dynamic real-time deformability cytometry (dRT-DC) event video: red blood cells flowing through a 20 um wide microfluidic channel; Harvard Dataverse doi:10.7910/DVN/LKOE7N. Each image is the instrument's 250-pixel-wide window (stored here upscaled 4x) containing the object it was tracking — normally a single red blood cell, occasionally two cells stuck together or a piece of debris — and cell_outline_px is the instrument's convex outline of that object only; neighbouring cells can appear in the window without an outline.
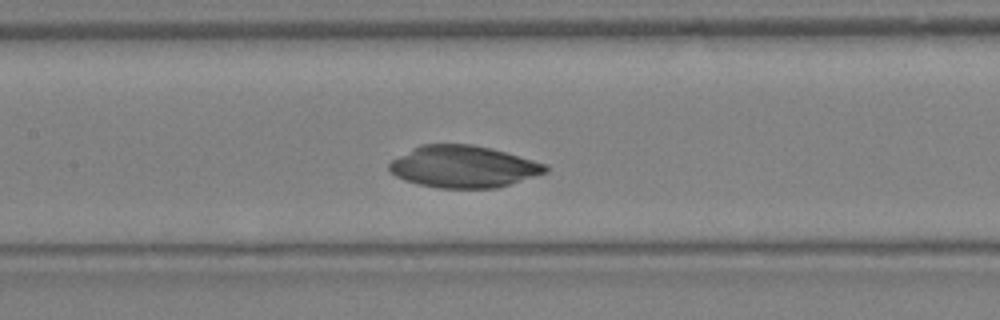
{"species": "Egyptian fruit bat (a non-hibernating species)", "species_latin": "Rousettus aegyptiacus", "temperature_condition": "warm", "stored_images_in_passage": 28, "camera_frame_rate_fps": 3000, "um_per_image_px": 0.085, "animal": {"sex": "female"}, "frame": {"image": 1, "passage_image": 11, "time_ms": 3.333, "image_size_px": [1000, 320], "cell_outline_px": [[548, 172], [496, 188], [440, 188], [420, 184], [404, 180], [396, 176], [388, 168], [388, 164], [392, 160], [412, 148], [420, 144], [472, 144], [492, 148], [548, 164]], "centroid_in_image_um": [39.4, 14.16], "position_along_channel_um": 168.0, "area_um2": 38.15}}
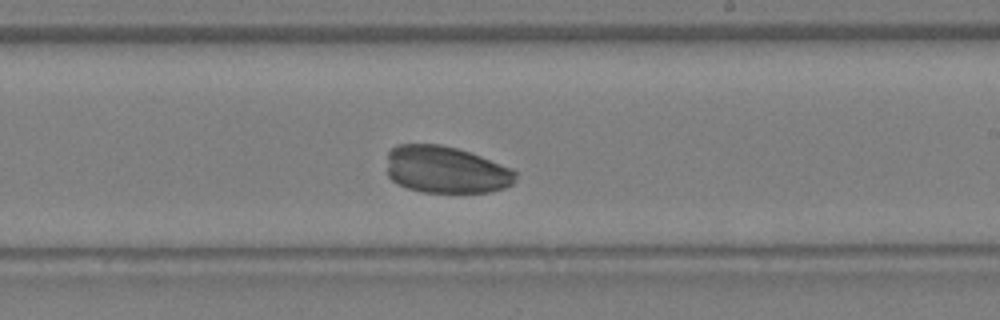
{"frame": {"image": 2, "passage_image": 15, "time_ms": 4.667, "image_size_px": [1000, 320], "cell_outline_px": [[516, 180], [512, 184], [504, 188], [488, 192], [420, 192], [408, 188], [392, 180], [388, 176], [388, 152], [396, 144], [440, 144], [456, 148], [480, 156], [512, 168], [516, 172]], "centroid_in_image_um": [37.9, 14.42], "position_along_channel_um": 251.1, "area_um2": 35.26}}
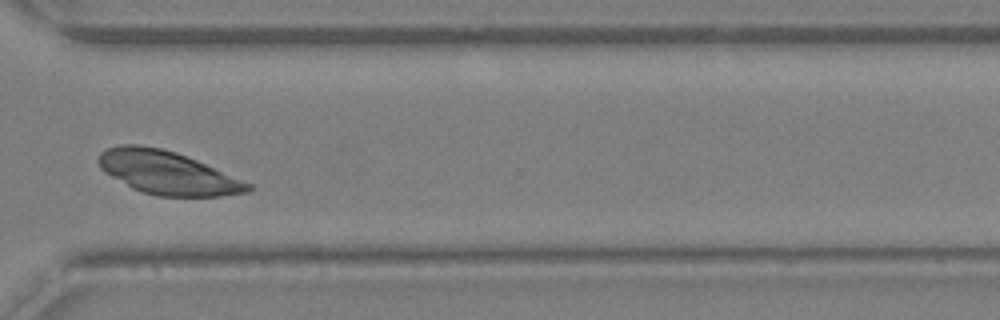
{"frame": {"image": 3, "passage_image": 20, "time_ms": 6.333, "image_size_px": [1000, 320], "cell_outline_px": [[252, 188], [248, 192], [220, 196], [156, 196], [132, 188], [104, 172], [100, 168], [100, 152], [104, 148], [120, 144], [140, 144], [160, 148], [176, 152], [196, 160], [252, 184]], "centroid_in_image_um": [14.21, 14.67], "position_along_channel_um": 356.4, "area_um2": 37.4}}